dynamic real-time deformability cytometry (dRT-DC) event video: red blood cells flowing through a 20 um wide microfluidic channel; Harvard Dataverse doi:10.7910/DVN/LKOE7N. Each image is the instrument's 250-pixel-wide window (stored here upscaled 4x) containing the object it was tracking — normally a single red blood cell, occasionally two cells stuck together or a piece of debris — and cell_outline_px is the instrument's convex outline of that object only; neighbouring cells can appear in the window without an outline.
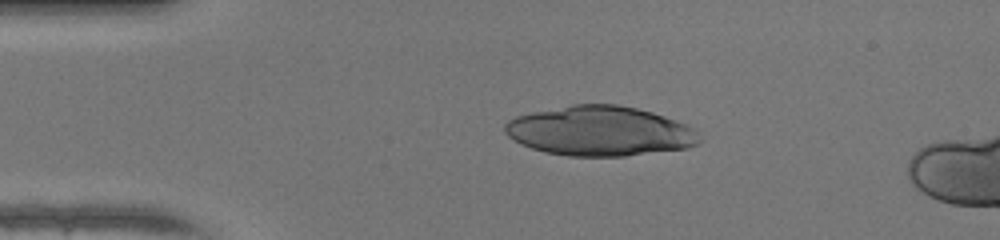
{"species": "human", "species_latin": "Homo sapiens", "temperature_condition": "warm", "stored_images_in_passage": 40, "camera_frame_rate_fps": 3000, "um_per_image_px": 0.085, "donor": {"sex": "female"}, "frame": {"image": 1, "passage_image": 1, "time_ms": 0.0, "image_size_px": [1000, 240], "cell_outline_px": [[700, 140], [696, 144], [688, 148], [624, 156], [568, 156], [544, 152], [520, 144], [512, 140], [504, 132], [504, 124], [508, 120], [516, 116], [532, 112], [572, 104], [616, 104], [636, 108], [652, 112], [688, 124], [696, 132]], "centroid_in_image_um": [50.95, 11.14], "position_along_channel_um": 34.0, "area_um2": 56.53}}
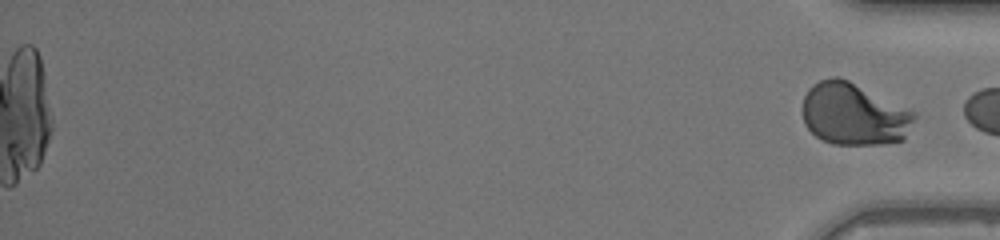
{"frame": {"image": 2, "passage_image": 40, "time_ms": 13.0, "image_size_px": [1000, 240], "cell_outline_px": [[916, 116], [904, 140], [884, 144], [832, 144], [816, 136], [804, 124], [800, 108], [804, 96], [808, 88], [812, 84], [820, 80], [832, 76], [836, 76], [848, 80], [916, 112]], "centroid_in_image_um": [72.54, 9.7], "position_along_channel_um": 362.7, "area_um2": 40.81}}